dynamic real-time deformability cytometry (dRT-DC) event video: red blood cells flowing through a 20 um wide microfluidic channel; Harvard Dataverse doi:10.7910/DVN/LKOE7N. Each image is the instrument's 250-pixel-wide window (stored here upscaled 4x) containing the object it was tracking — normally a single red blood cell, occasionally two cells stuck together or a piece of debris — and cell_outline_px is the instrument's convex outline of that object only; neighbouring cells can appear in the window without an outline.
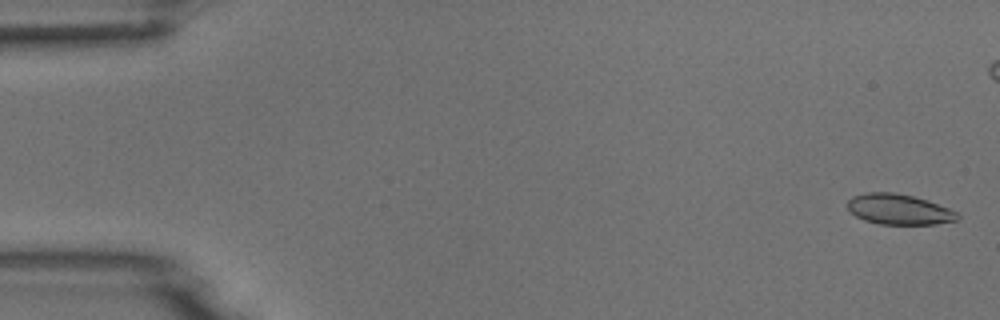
{"species": "common noctule bat (a hibernating species)", "species_latin": "Nyctalus noctula", "temperature_condition": "room temperature", "stored_images_in_passage": 6, "segment_of_instrument_passage": [2, 2], "camera_frame_rate_fps": 3000, "um_per_image_px": 0.085, "animal": {"sex": "male", "body_mass_g": 18.8}, "frame": {"image": 1, "passage_image": 6, "time_ms": 5.667, "image_size_px": [1000, 320], "cell_outline_px": [[960, 216], [956, 220], [936, 224], [880, 224], [864, 220], [856, 216], [848, 208], [848, 200], [852, 196], [864, 192], [892, 192], [912, 196], [928, 200], [948, 208], [956, 212]], "centroid_in_image_um": [76.39, 17.79], "position_along_channel_um": 8.6, "area_um2": 19.42}}